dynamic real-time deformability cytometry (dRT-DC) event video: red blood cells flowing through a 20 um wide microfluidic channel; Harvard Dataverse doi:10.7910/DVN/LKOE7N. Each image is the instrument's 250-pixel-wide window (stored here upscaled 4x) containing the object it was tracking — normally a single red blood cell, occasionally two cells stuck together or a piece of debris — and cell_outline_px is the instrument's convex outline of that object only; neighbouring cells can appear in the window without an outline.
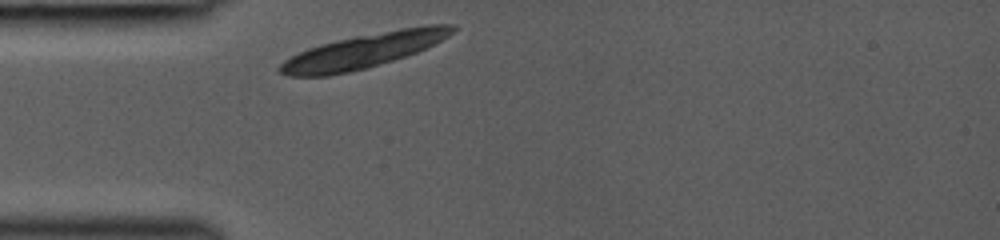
{"species": "common noctule bat (a hibernating species)", "species_latin": "Nyctalus noctula", "temperature_condition": "room temperature", "stored_images_in_passage": 27, "camera_frame_rate_fps": 3000, "um_per_image_px": 0.085, "animal": {"sex": "female", "body_mass_g": 19.0, "forearm_length_mm": 53.3}, "frame": {"image": 1, "passage_image": 1, "time_ms": 0.0, "image_size_px": [1000, 240], "cell_outline_px": [[456, 28], [448, 36], [408, 56], [364, 68], [348, 72], [328, 76], [288, 76], [280, 72], [276, 68], [284, 60], [308, 48], [356, 36], [428, 24], [456, 24]], "centroid_in_image_um": [30.89, 4.32], "position_along_channel_um": 54.1, "area_um2": 33.81}}
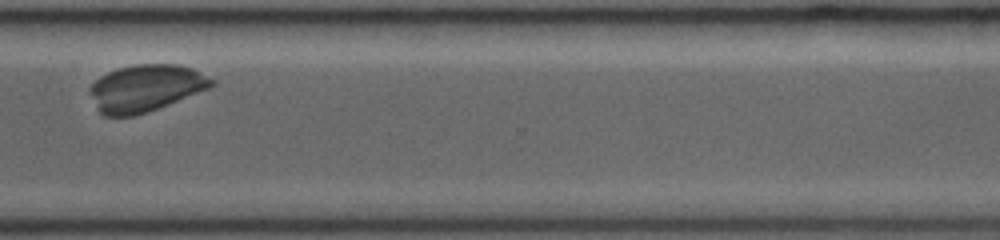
{"frame": {"image": 2, "passage_image": 23, "time_ms": 7.333, "image_size_px": [1000, 240], "cell_outline_px": [[216, 84], [208, 88], [148, 112], [132, 116], [104, 116], [100, 112], [92, 92], [92, 84], [100, 76], [108, 72], [120, 68], [136, 64], [180, 64], [192, 68], [216, 80]], "centroid_in_image_um": [12.43, 7.47], "position_along_channel_um": 358.2, "area_um2": 32.66}}
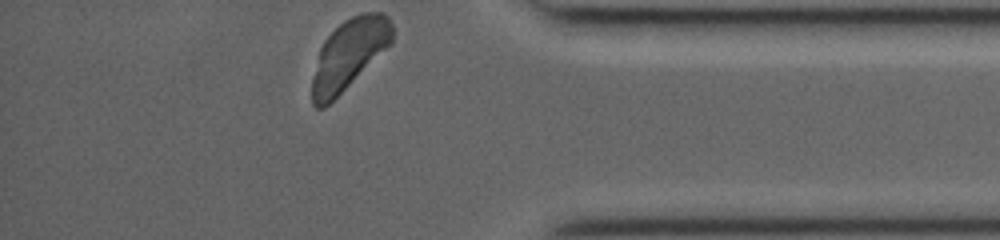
{"frame": {"image": 3, "passage_image": 27, "time_ms": 8.667, "image_size_px": [1000, 240], "cell_outline_px": [[392, 44], [324, 108], [316, 108], [312, 104], [312, 76], [320, 48], [324, 40], [344, 20], [352, 16], [364, 12], [380, 12], [388, 16], [392, 24]], "centroid_in_image_um": [29.66, 4.6], "position_along_channel_um": 405.5, "area_um2": 32.43}}